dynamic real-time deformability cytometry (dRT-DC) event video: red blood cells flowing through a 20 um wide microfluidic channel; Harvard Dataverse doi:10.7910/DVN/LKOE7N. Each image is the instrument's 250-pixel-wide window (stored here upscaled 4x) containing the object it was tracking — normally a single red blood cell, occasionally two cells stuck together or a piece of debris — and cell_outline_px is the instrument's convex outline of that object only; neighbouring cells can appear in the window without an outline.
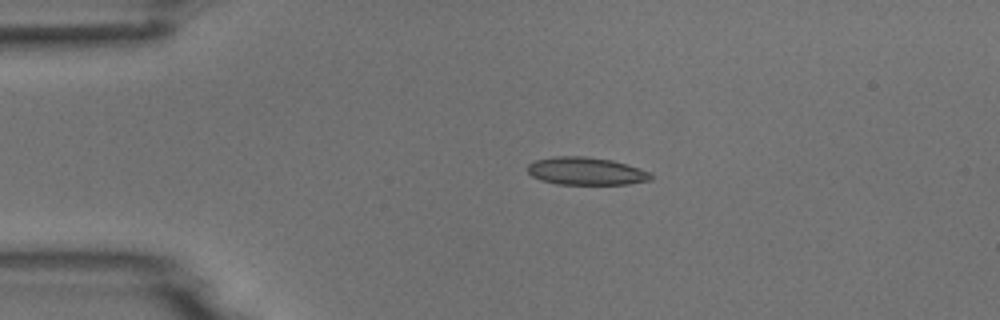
{"species": "common noctule bat (a hibernating species)", "species_latin": "Nyctalus noctula", "temperature_condition": "room temperature", "stored_images_in_passage": 5, "camera_frame_rate_fps": 3000, "um_per_image_px": 0.085, "animal": {"sex": "male", "body_mass_g": 18.8}, "frame": {"image": 1, "passage_image": 3, "time_ms": 2.333, "image_size_px": [1000, 320], "cell_outline_px": [[652, 180], [628, 184], [556, 184], [540, 180], [532, 176], [528, 172], [528, 164], [536, 160], [552, 156], [584, 156], [612, 160], [628, 164], [652, 172]], "centroid_in_image_um": [49.84, 14.54], "position_along_channel_um": 35.2, "area_um2": 20.11}}
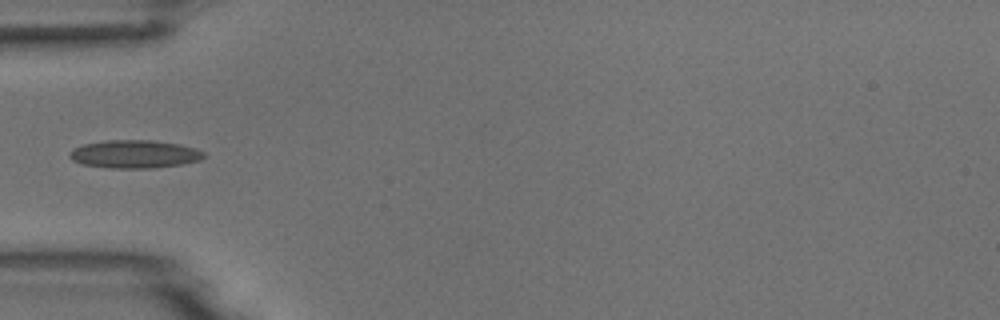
{"frame": {"image": 2, "passage_image": 5, "time_ms": 4.333, "image_size_px": [1000, 320], "cell_outline_px": [[204, 156], [200, 160], [184, 164], [156, 168], [112, 168], [80, 164], [72, 160], [68, 156], [68, 152], [72, 148], [84, 144], [108, 140], [152, 140], [180, 144], [196, 148], [204, 152]], "centroid_in_image_um": [11.42, 13.1], "position_along_channel_um": 73.6, "area_um2": 22.2}}